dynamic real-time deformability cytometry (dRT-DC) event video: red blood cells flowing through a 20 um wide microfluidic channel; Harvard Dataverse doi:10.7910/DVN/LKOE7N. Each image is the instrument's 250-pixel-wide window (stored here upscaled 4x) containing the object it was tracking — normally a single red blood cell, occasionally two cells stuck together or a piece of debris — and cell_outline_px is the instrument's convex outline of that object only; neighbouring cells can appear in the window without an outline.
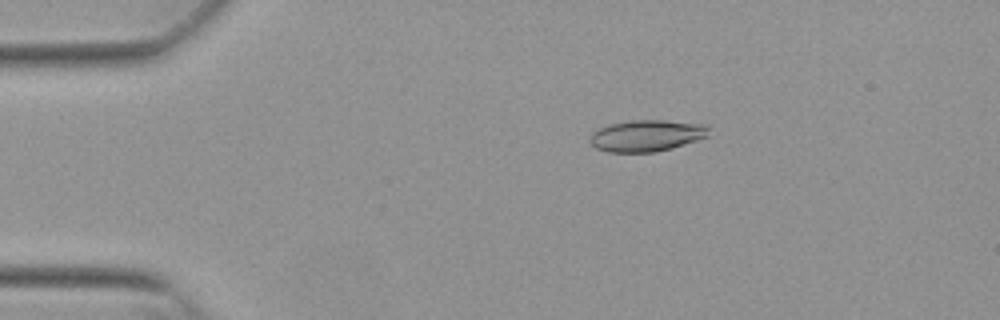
{"species": "Egyptian fruit bat (a non-hibernating species)", "species_latin": "Rousettus aegyptiacus", "temperature_condition": "warm", "stored_images_in_passage": 53, "camera_frame_rate_fps": 3000, "um_per_image_px": 0.085, "animal": {"sex": "female"}, "frame": {"image": 1, "passage_image": 10, "time_ms": 3.0, "image_size_px": [1000, 320], "cell_outline_px": [[708, 136], [672, 148], [656, 152], [608, 152], [596, 148], [588, 140], [592, 132], [608, 124], [628, 120], [664, 120], [708, 124]], "centroid_in_image_um": [54.94, 11.52], "position_along_channel_um": 30.1, "area_um2": 21.96}}
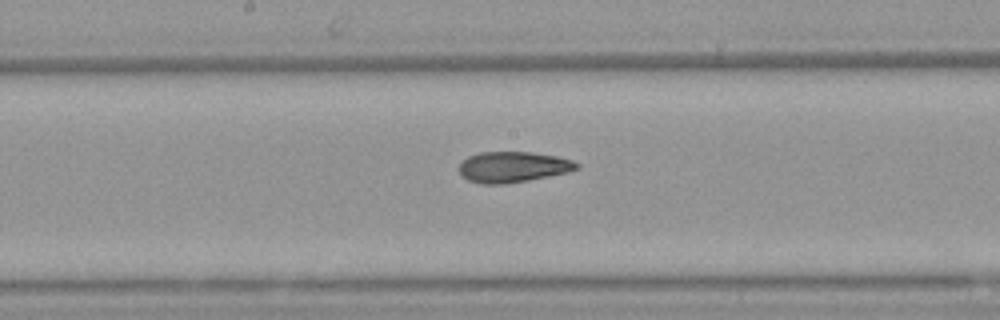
{"frame": {"image": 2, "passage_image": 28, "time_ms": 9.0, "image_size_px": [1000, 320], "cell_outline_px": [[580, 168], [568, 172], [528, 180], [504, 184], [480, 184], [468, 180], [460, 176], [460, 164], [468, 156], [480, 152], [532, 152], [556, 156], [572, 160], [580, 164]], "centroid_in_image_um": [43.6, 14.19], "position_along_channel_um": 204.6, "area_um2": 21.1}}
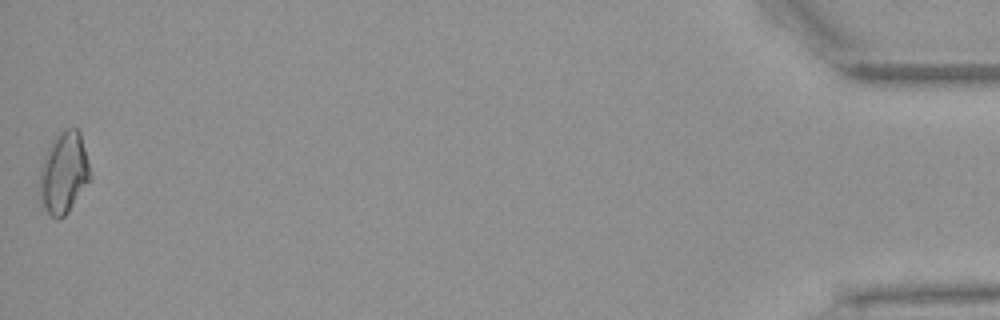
{"frame": {"image": 3, "passage_image": 53, "time_ms": 17.333, "image_size_px": [1000, 320], "cell_outline_px": [[92, 176], [68, 212], [60, 220], [56, 220], [48, 212], [40, 200], [40, 164], [52, 140], [60, 132], [68, 128], [76, 128], [80, 132]], "centroid_in_image_um": [5.42, 14.69], "position_along_channel_um": 429.8, "area_um2": 23.81}, "authors_computed_cell_mechanics": {"area_um2": 21.4438, "velocity_mm_per_s": 3.8523, "shape_relaxation_time_tau1_ms": 10.989, "shape_relaxation_time_tau2_ms": 2.7738, "deformation_change_tau1": 0.2488, "deformation_change_tau2": 0.0998}}